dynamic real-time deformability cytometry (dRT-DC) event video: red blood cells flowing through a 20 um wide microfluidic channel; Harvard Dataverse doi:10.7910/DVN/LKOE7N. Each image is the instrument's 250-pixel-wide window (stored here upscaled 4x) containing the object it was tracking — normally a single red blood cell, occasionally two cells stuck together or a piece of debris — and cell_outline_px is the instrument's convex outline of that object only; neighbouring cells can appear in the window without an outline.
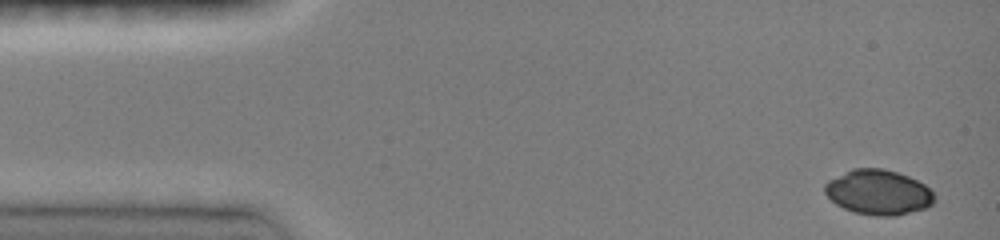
{"species": "common noctule bat (a hibernating species)", "species_latin": "Nyctalus noctula", "temperature_condition": "room temperature", "stored_images_in_passage": 20, "camera_frame_rate_fps": 3000, "um_per_image_px": 0.085, "animal": {"sex": "female", "body_mass_g": 19.0, "forearm_length_mm": 51.5}, "frame": {"image": 1, "passage_image": 1, "time_ms": 0.0, "image_size_px": [1000, 240], "cell_outline_px": [[936, 200], [932, 204], [924, 208], [896, 216], [876, 216], [852, 212], [836, 204], [824, 192], [824, 184], [828, 180], [852, 168], [884, 168], [908, 176], [924, 184], [936, 196]], "centroid_in_image_um": [74.65, 16.34], "position_along_channel_um": 10.4, "area_um2": 28.78}}
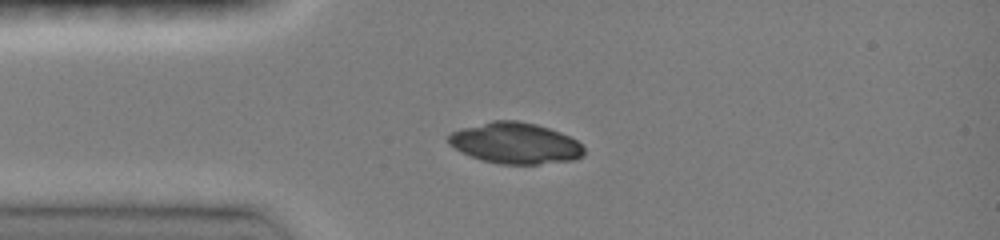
{"frame": {"image": 2, "passage_image": 8, "time_ms": 3.0, "image_size_px": [1000, 240], "cell_outline_px": [[584, 156], [576, 160], [536, 164], [500, 164], [484, 160], [472, 156], [448, 144], [448, 136], [452, 132], [460, 128], [492, 120], [516, 120], [536, 124], [560, 132], [576, 140], [584, 148]], "centroid_in_image_um": [43.82, 12.16], "position_along_channel_um": 41.2, "area_um2": 32.31}}